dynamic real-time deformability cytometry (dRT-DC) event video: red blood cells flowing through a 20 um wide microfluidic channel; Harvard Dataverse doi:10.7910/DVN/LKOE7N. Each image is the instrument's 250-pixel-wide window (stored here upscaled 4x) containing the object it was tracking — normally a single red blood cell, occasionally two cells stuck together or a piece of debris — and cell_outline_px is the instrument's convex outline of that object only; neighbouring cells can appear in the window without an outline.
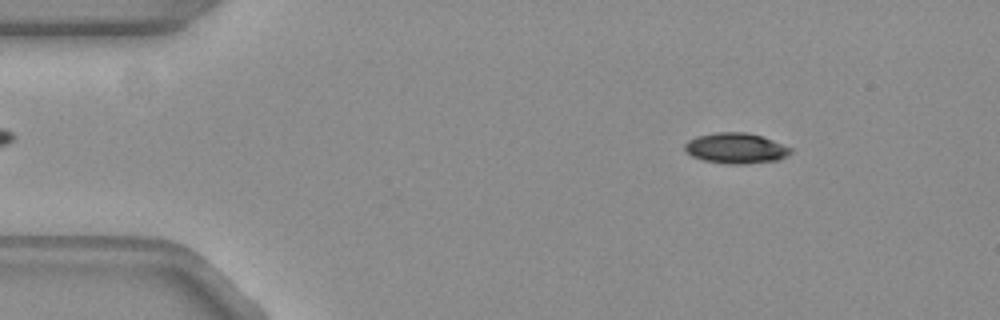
{"species": "common noctule bat (a hibernating species)", "species_latin": "Nyctalus noctula", "temperature_condition": "warm", "stored_images_in_passage": 15, "camera_frame_rate_fps": 3000, "um_per_image_px": 0.085, "animal": {"sex": "female", "body_mass_g": 19.3, "forearm_length_mm": 54.1}, "frame": {"image": 1, "passage_image": 7, "time_ms": 2.0, "image_size_px": [1000, 320], "cell_outline_px": [[792, 152], [776, 160], [740, 164], [728, 164], [704, 160], [692, 156], [684, 148], [684, 144], [688, 140], [700, 136], [716, 132], [744, 132], [760, 136], [772, 140], [792, 148]], "centroid_in_image_um": [62.53, 12.6], "position_along_channel_um": 22.5, "area_um2": 18.44}}